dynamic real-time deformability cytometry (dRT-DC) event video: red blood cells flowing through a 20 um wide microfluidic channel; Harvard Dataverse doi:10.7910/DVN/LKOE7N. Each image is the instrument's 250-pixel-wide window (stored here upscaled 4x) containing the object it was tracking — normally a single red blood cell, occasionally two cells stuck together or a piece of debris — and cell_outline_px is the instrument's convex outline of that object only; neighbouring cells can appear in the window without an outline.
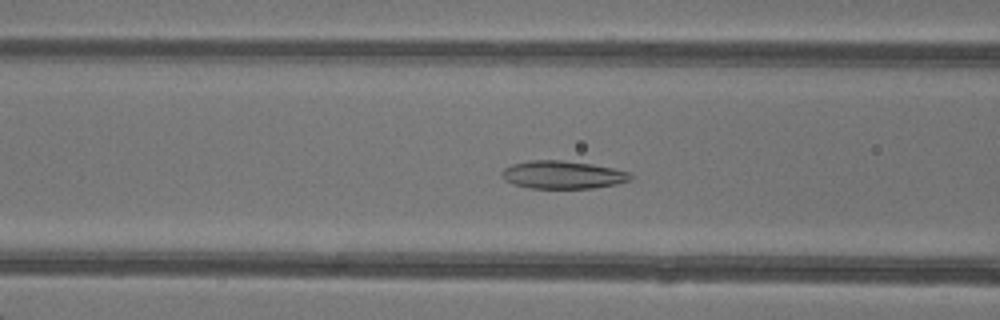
{"species": "common noctule bat (a hibernating species)", "species_latin": "Nyctalus noctula", "temperature_condition": "warm", "stored_images_in_passage": 48, "camera_frame_rate_fps": 3000, "um_per_image_px": 0.085, "animal": {"sex": "female"}, "frame": {"image": 1, "passage_image": 20, "time_ms": 6.333, "image_size_px": [1000, 320], "cell_outline_px": [[632, 180], [616, 184], [592, 188], [528, 188], [512, 184], [504, 180], [500, 172], [504, 168], [512, 164], [528, 160], [560, 160], [592, 164], [632, 172]], "centroid_in_image_um": [47.82, 14.86], "position_along_channel_um": 118.8, "area_um2": 21.1}}
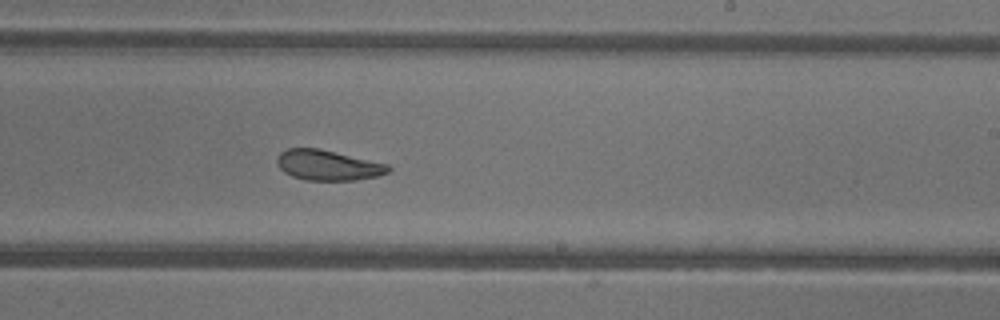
{"frame": {"image": 2, "passage_image": 30, "time_ms": 9.667, "image_size_px": [1000, 320], "cell_outline_px": [[392, 168], [388, 172], [376, 176], [356, 180], [304, 180], [292, 176], [284, 172], [280, 168], [276, 160], [276, 156], [280, 152], [288, 148], [320, 148], [388, 164]], "centroid_in_image_um": [27.85, 14.03], "position_along_channel_um": 261.1, "area_um2": 19.71}}
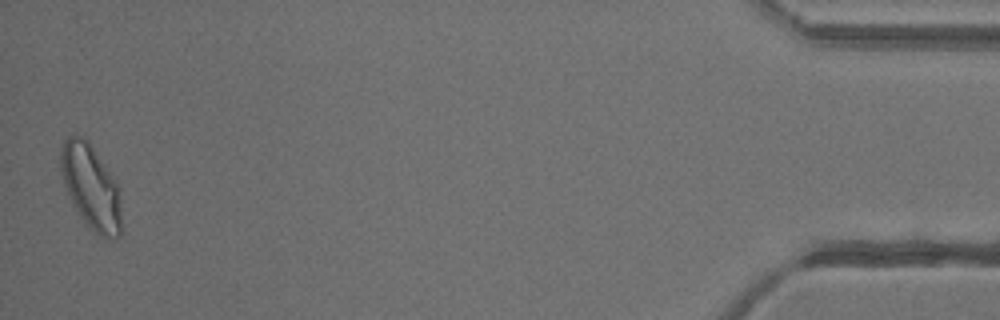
{"frame": {"image": 3, "passage_image": 48, "time_ms": 15.667, "image_size_px": [1000, 320], "cell_outline_px": [[120, 236], [116, 240], [108, 240], [100, 236], [88, 228], [84, 224], [72, 204], [64, 184], [60, 168], [60, 152], [64, 140], [68, 136], [80, 136], [88, 140], [120, 188]], "centroid_in_image_um": [7.72, 15.94], "position_along_channel_um": 427.5, "area_um2": 30.11}, "authors_computed_cell_mechanics": {"area_um2": 22.9466, "velocity_mm_per_s": 4.2823, "shape_relaxation_time_tau1_ms": 5.2928, "shape_relaxation_time_tau2_ms": 2.8636, "deformation_change_tau1": 0.1439, "deformation_change_tau2": 0.09}}